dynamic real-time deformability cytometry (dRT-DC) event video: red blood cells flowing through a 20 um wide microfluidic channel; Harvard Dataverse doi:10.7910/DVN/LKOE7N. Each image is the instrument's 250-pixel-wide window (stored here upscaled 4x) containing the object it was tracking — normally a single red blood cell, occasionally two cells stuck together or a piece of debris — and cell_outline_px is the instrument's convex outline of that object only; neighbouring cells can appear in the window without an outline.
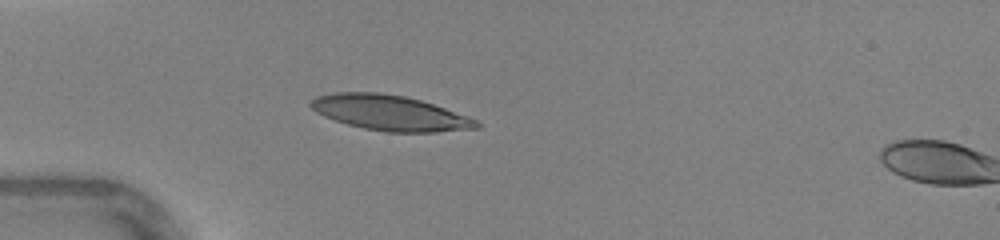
{"species": "human", "species_latin": "Homo sapiens", "temperature_condition": "warm", "stored_images_in_passage": 33, "camera_frame_rate_fps": 3000, "um_per_image_px": 0.085, "donor": {"sex": "female"}, "frame": {"image": 1, "passage_image": 1, "time_ms": 0.0, "image_size_px": [1000, 240], "cell_outline_px": [[480, 128], [436, 132], [388, 132], [364, 128], [348, 124], [324, 116], [316, 112], [308, 104], [316, 96], [332, 92], [380, 92], [404, 96], [420, 100], [468, 116], [476, 120], [480, 124]], "centroid_in_image_um": [33.13, 9.59], "position_along_channel_um": 51.9, "area_um2": 33.87}}
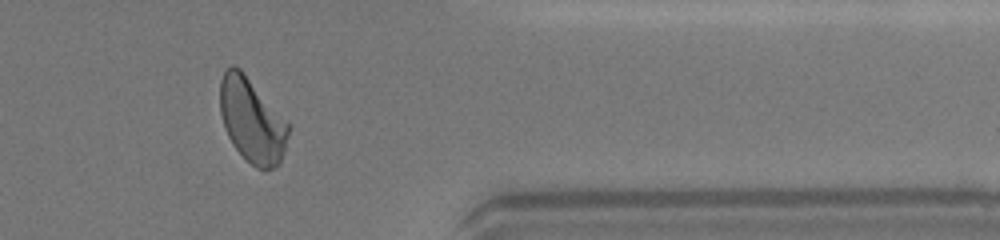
{"frame": {"image": 2, "passage_image": 26, "time_ms": 8.333, "image_size_px": [1000, 240], "cell_outline_px": [[288, 136], [284, 152], [280, 160], [272, 168], [264, 172], [256, 168], [232, 144], [224, 128], [220, 112], [220, 80], [224, 72], [232, 64], [240, 68], [288, 124]], "centroid_in_image_um": [21.38, 10.24], "position_along_channel_um": 390.0, "area_um2": 32.95}}
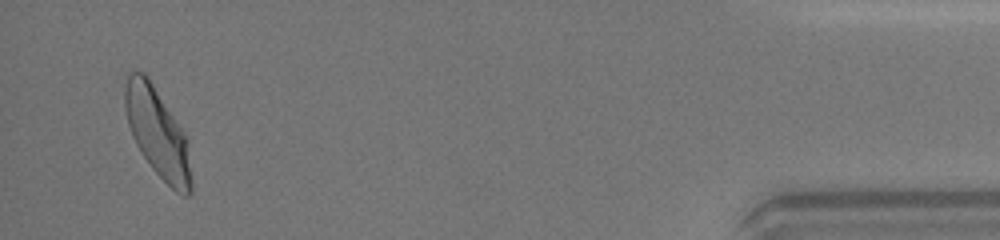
{"frame": {"image": 3, "passage_image": 32, "time_ms": 10.333, "image_size_px": [1000, 240], "cell_outline_px": [[192, 192], [188, 196], [184, 196], [176, 192], [152, 168], [136, 144], [132, 136], [128, 124], [124, 108], [124, 88], [128, 72], [144, 72], [148, 76], [184, 132], [188, 140], [192, 184]], "centroid_in_image_um": [13.39, 11.28], "position_along_channel_um": 421.8, "area_um2": 34.45}, "authors_computed_cell_mechanics": {"area_um2": 33.524, "velocity_mm_per_s": 4.3851, "shape_relaxation_time_tau1_ms": 3.3054, "shape_relaxation_time_tau2_ms": 0.9381, "deformation_change_tau1": 0.1723, "deformation_change_tau2": 0.0676}}